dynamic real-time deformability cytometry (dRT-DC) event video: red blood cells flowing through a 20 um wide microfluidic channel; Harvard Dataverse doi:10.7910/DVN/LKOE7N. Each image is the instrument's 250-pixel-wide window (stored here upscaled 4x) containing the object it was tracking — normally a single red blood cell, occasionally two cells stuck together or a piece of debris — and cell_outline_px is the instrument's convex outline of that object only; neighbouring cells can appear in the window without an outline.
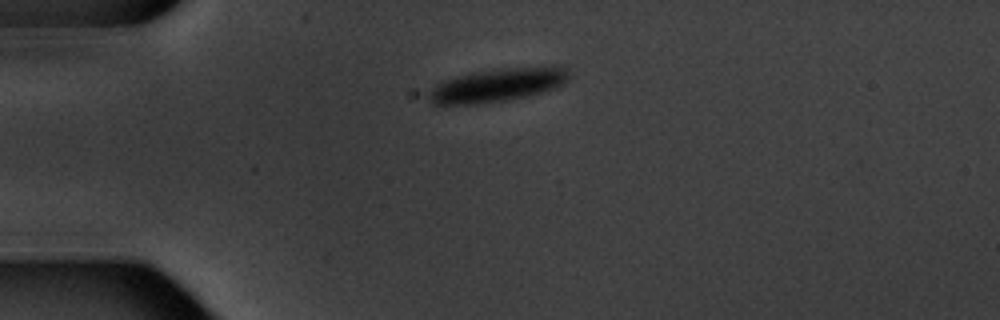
{"species": "common noctule bat (a hibernating species)", "species_latin": "Nyctalus noctula", "temperature_condition": "warm", "stored_images_in_passage": 3, "camera_frame_rate_fps": 3000, "um_per_image_px": 0.085, "animal": {"sex": "male", "body_mass_g": 20.1, "forearm_length_mm": 53.5}, "frame": {"image": 1, "passage_image": 1, "time_ms": 0.0, "image_size_px": [1000, 320], "cell_outline_px": [[568, 80], [564, 84], [544, 92], [508, 100], [480, 104], [432, 104], [428, 100], [424, 92], [436, 84], [444, 80], [456, 76], [476, 72], [500, 68], [552, 64], [560, 64], [564, 68], [568, 76]], "centroid_in_image_um": [42.28, 7.21], "position_along_channel_um": 42.7, "area_um2": 28.03}}